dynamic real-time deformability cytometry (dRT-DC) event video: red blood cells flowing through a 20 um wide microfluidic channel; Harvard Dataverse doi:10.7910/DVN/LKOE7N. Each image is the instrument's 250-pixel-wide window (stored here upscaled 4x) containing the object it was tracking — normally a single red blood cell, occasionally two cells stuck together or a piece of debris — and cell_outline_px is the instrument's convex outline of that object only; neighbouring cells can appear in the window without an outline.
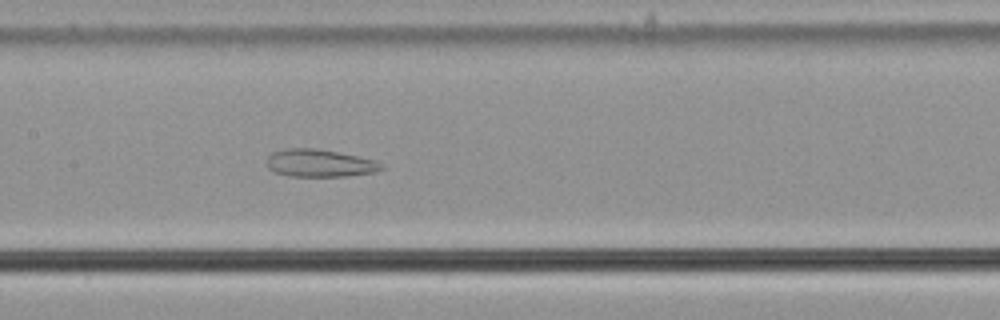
{"species": "common noctule bat (a hibernating species)", "species_latin": "Nyctalus noctula", "temperature_condition": "cold", "stored_images_in_passage": 58, "camera_frame_rate_fps": 3000, "um_per_image_px": 0.085, "animal": {"sex": "male", "body_mass_g": 21.5, "forearm_length_mm": 52.0}, "frame": {"image": 1, "passage_image": 29, "time_ms": 9.333, "image_size_px": [1000, 320], "cell_outline_px": [[384, 168], [376, 172], [348, 176], [288, 176], [272, 172], [268, 168], [268, 156], [272, 152], [284, 148], [316, 148], [376, 160], [384, 164]], "centroid_in_image_um": [27.17, 13.87], "position_along_channel_um": 180.2, "area_um2": 18.55}}
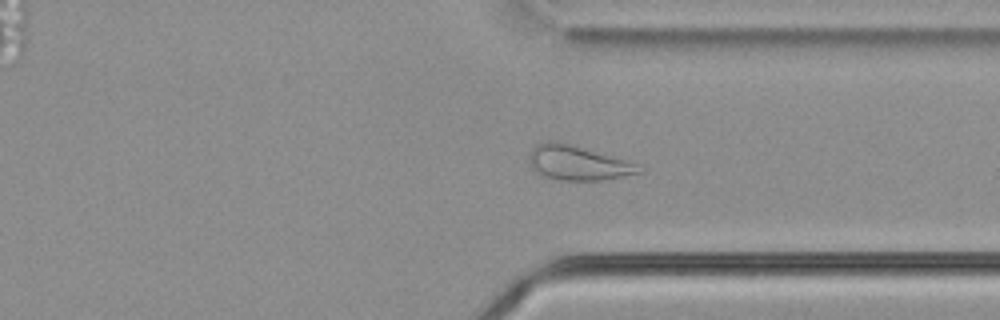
{"frame": {"image": 2, "passage_image": 44, "time_ms": 14.333, "image_size_px": [1000, 320], "cell_outline_px": [[644, 172], [604, 180], [564, 180], [544, 176], [536, 172], [532, 168], [528, 156], [532, 148], [536, 144], [544, 140], [556, 140], [572, 144], [624, 160], [636, 164], [644, 168]], "centroid_in_image_um": [49.09, 13.83], "position_along_channel_um": 362.3, "area_um2": 22.14}}
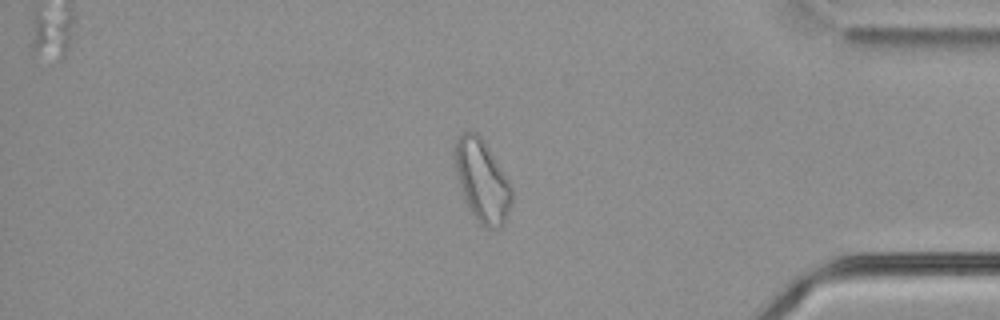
{"frame": {"image": 3, "passage_image": 49, "time_ms": 16.0, "image_size_px": [1000, 320], "cell_outline_px": [[512, 200], [508, 212], [504, 220], [496, 228], [488, 228], [480, 224], [468, 208], [456, 172], [452, 152], [452, 148], [456, 140], [464, 132], [476, 132], [480, 136], [488, 148], [508, 180], [512, 188]], "centroid_in_image_um": [40.94, 15.34], "position_along_channel_um": 394.3, "area_um2": 26.7}, "authors_computed_cell_mechanics": {"area_um2": 27.6573, "velocity_mm_per_s": 3.6241, "shape_relaxation_time_tau1_ms": null, "shape_relaxation_time_tau2_ms": 2.3491, "deformation_change_tau1": null, "deformation_change_tau2": 0.1123}}